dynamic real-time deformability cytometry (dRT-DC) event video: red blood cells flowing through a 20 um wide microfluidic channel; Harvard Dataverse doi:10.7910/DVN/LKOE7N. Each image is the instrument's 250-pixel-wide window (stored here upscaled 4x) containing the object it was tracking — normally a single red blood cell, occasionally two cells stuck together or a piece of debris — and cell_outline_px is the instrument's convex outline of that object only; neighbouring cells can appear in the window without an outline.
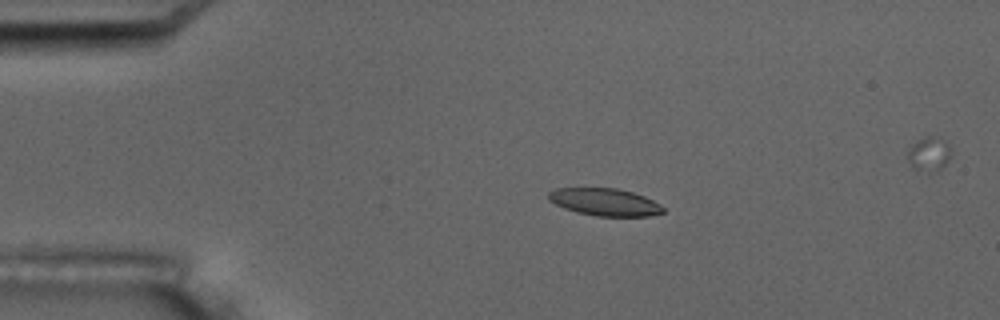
{"species": "common noctule bat (a hibernating species)", "species_latin": "Nyctalus noctula", "temperature_condition": "room temperature", "stored_images_in_passage": 6, "camera_frame_rate_fps": 3000, "um_per_image_px": 0.085, "animal": {"sex": "male", "body_mass_g": 17.5, "forearm_length_mm": 52.3}, "frame": {"image": 1, "passage_image": 4, "time_ms": 3.667, "image_size_px": [1000, 320], "cell_outline_px": [[664, 212], [652, 216], [596, 216], [576, 212], [564, 208], [548, 200], [548, 192], [556, 188], [616, 188], [632, 192], [644, 196], [660, 204], [664, 208]], "centroid_in_image_um": [51.41, 17.18], "position_along_channel_um": 33.6, "area_um2": 18.32}}